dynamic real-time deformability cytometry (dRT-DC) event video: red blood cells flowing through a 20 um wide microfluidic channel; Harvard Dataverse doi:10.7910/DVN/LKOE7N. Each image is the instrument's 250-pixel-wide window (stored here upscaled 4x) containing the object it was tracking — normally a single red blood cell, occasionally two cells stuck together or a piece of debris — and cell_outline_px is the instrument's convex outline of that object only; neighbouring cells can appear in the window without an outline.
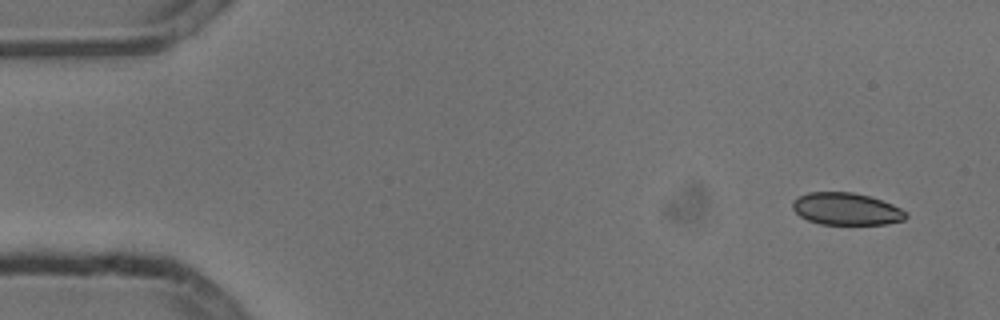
{"species": "common noctule bat (a hibernating species)", "species_latin": "Nyctalus noctula", "temperature_condition": "cold", "stored_images_in_passage": 2, "camera_frame_rate_fps": 3000, "um_per_image_px": 0.085, "animal": {"sex": "male", "body_mass_g": 13.3}, "frame": {"image": 1, "passage_image": 2, "time_ms": 0.333, "image_size_px": [1000, 320], "cell_outline_px": [[908, 216], [904, 220], [888, 224], [820, 224], [808, 220], [800, 216], [792, 208], [792, 200], [796, 196], [808, 192], [852, 192], [868, 196], [892, 204], [900, 208]], "centroid_in_image_um": [71.89, 17.76], "position_along_channel_um": 13.1, "area_um2": 21.27}}